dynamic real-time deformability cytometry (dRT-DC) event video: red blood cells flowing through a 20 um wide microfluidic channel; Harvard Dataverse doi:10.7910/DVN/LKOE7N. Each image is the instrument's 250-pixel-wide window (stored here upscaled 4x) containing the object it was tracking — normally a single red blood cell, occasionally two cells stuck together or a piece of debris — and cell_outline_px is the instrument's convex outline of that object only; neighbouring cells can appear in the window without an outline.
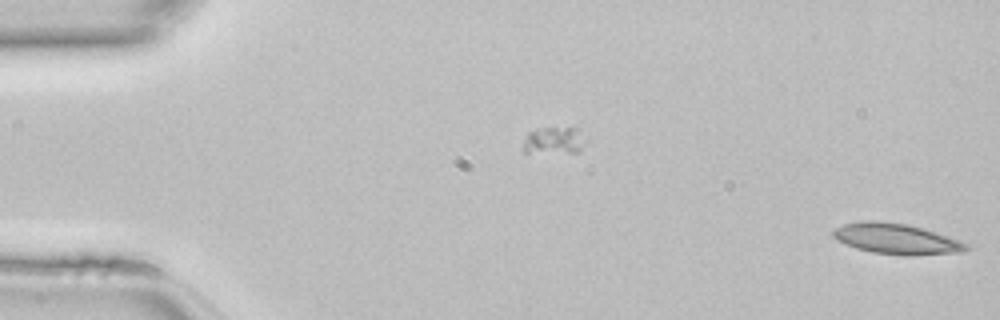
{"species": "common noctule bat (a hibernating species)", "species_latin": "Nyctalus noctula", "temperature_condition": "room temperature", "stored_images_in_passage": 12, "segment_of_instrument_passage": [2, 2], "camera_frame_rate_fps": 3000, "um_per_image_px": 0.085, "animal": {"sex": "female", "body_mass_g": 22.7, "forearm_length_mm": 54.2}, "frame": {"image": 1, "passage_image": 12, "time_ms": 3.667, "image_size_px": [1000, 320], "cell_outline_px": [[972, 248], [964, 252], [916, 256], [904, 256], [872, 252], [856, 248], [836, 240], [832, 236], [832, 232], [836, 228], [844, 224], [864, 220], [876, 220], [908, 224], [924, 228], [936, 232], [968, 244]], "centroid_in_image_um": [76.22, 20.31], "position_along_channel_um": 8.8, "area_um2": 24.1}}